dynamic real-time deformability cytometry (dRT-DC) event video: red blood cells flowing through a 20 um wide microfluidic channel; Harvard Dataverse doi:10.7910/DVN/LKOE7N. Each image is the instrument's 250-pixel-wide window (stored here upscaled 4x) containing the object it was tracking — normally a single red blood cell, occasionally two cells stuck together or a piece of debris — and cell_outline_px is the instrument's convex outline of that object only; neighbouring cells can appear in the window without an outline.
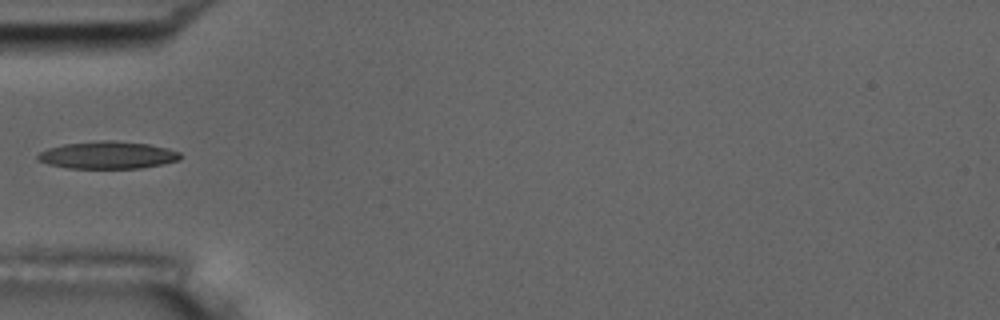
{"species": "common noctule bat (a hibernating species)", "species_latin": "Nyctalus noctula", "temperature_condition": "room temperature", "stored_images_in_passage": 39, "camera_frame_rate_fps": 3000, "um_per_image_px": 0.085, "animal": {"sex": "male", "body_mass_g": 17.5, "forearm_length_mm": 52.3}, "frame": {"image": 1, "passage_image": 1, "time_ms": 0.0, "image_size_px": [1000, 320], "cell_outline_px": [[180, 156], [176, 160], [160, 164], [140, 168], [68, 168], [48, 164], [40, 160], [36, 156], [40, 152], [48, 148], [64, 144], [104, 140], [112, 140], [148, 144], [168, 148], [180, 152]], "centroid_in_image_um": [9.13, 13.18], "position_along_channel_um": 75.9, "area_um2": 22.43}}